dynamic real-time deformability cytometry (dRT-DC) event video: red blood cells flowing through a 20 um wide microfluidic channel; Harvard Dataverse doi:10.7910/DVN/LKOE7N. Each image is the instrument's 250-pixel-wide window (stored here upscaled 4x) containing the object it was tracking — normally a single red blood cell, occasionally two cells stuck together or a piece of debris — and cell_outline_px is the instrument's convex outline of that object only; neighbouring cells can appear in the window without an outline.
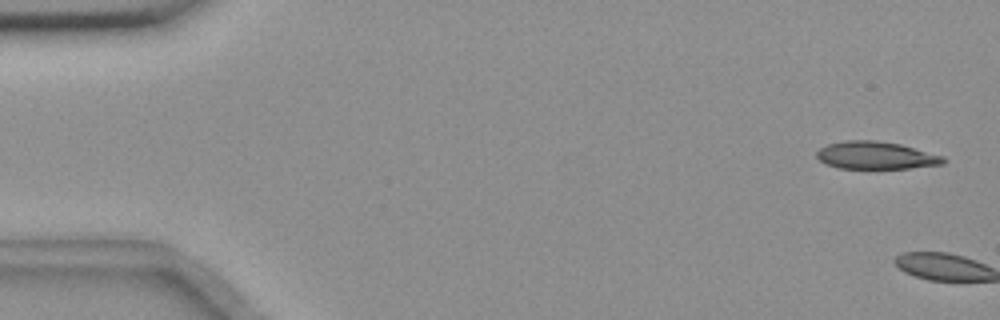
{"species": "common noctule bat (a hibernating species)", "species_latin": "Nyctalus noctula", "temperature_condition": "room temperature", "stored_images_in_passage": 6, "camera_frame_rate_fps": 3000, "um_per_image_px": 0.085, "animal": {"sex": "female", "body_mass_g": 18.4}, "frame": {"image": 1, "passage_image": 1, "time_ms": 0.0, "image_size_px": [1000, 320], "cell_outline_px": [[948, 160], [944, 164], [908, 168], [840, 168], [828, 164], [820, 160], [816, 156], [816, 152], [820, 148], [828, 144], [844, 140], [876, 140], [900, 144], [944, 156]], "centroid_in_image_um": [74.48, 13.2], "position_along_channel_um": 10.5, "area_um2": 20.29}}